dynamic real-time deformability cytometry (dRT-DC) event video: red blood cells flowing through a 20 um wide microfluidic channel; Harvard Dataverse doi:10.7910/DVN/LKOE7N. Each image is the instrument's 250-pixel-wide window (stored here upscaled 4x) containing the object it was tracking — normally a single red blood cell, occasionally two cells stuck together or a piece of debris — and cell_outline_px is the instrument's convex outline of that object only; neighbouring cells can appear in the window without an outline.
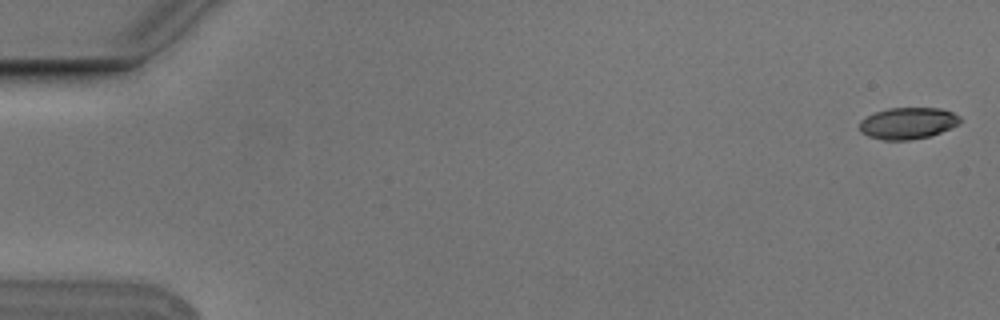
{"species": "Egyptian fruit bat (a non-hibernating species)", "species_latin": "Rousettus aegyptiacus", "temperature_condition": "cold", "stored_images_in_passage": 5, "camera_frame_rate_fps": 3000, "um_per_image_px": 0.085, "animal": {"sex": "male"}, "frame": {"image": 1, "passage_image": 1, "time_ms": 0.0, "image_size_px": [1000, 320], "cell_outline_px": [[960, 124], [952, 128], [928, 136], [908, 140], [884, 140], [868, 136], [860, 132], [860, 120], [876, 112], [888, 108], [940, 108], [952, 112], [960, 116]], "centroid_in_image_um": [77.18, 10.47], "position_along_channel_um": 7.8, "area_um2": 18.44}}